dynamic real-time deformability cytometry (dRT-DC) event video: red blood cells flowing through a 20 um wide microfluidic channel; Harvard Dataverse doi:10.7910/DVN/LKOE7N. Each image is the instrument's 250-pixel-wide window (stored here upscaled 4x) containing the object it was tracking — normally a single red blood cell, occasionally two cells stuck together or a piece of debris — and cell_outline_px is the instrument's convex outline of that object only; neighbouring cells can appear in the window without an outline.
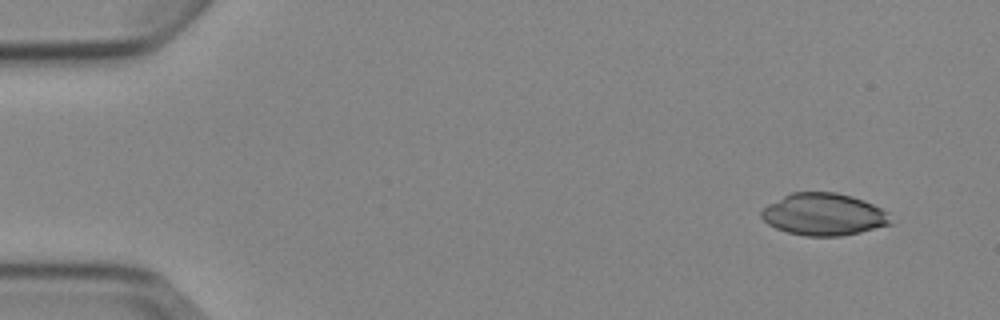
{"species": "Egyptian fruit bat (a non-hibernating species)", "species_latin": "Rousettus aegyptiacus", "temperature_condition": "cold", "stored_images_in_passage": 4, "camera_frame_rate_fps": 3000, "um_per_image_px": 0.085, "animal": {"sex": "female"}, "frame": {"image": 1, "passage_image": 1, "time_ms": 0.0, "image_size_px": [1000, 320], "cell_outline_px": [[892, 224], [860, 232], [840, 236], [804, 236], [788, 232], [776, 228], [768, 224], [760, 216], [760, 212], [768, 204], [792, 192], [836, 192], [852, 196], [864, 200], [888, 212]], "centroid_in_image_um": [70.02, 18.22], "position_along_channel_um": 15.0, "area_um2": 31.67}}
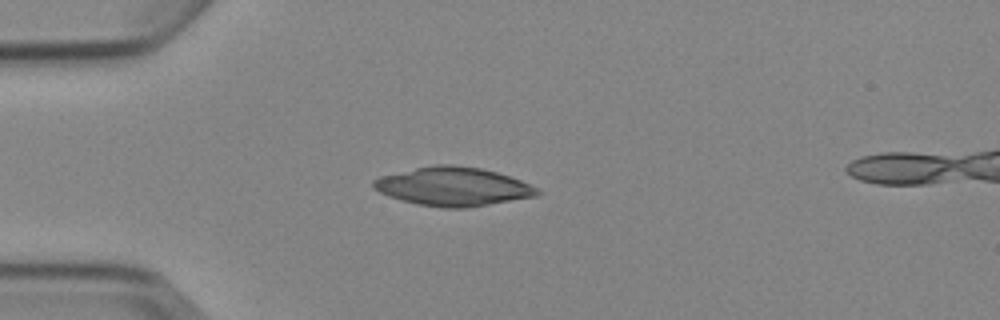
{"frame": {"image": 2, "passage_image": 4, "time_ms": 3.333, "image_size_px": [1000, 320], "cell_outline_px": [[544, 192], [536, 196], [468, 208], [444, 208], [420, 204], [388, 196], [372, 188], [372, 180], [380, 176], [416, 168], [436, 164], [452, 164], [480, 168], [496, 172], [520, 180]], "centroid_in_image_um": [38.51, 15.86], "position_along_channel_um": 46.5, "area_um2": 36.7}}